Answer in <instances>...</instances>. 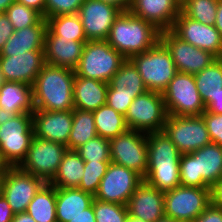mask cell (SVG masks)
I'll list each match as a JSON object with an SVG mask.
<instances>
[{"mask_svg": "<svg viewBox=\"0 0 222 222\" xmlns=\"http://www.w3.org/2000/svg\"><path fill=\"white\" fill-rule=\"evenodd\" d=\"M197 89L206 104L222 89V60L217 58L202 71L194 75Z\"/></svg>", "mask_w": 222, "mask_h": 222, "instance_id": "d6a6232c", "label": "cell"}, {"mask_svg": "<svg viewBox=\"0 0 222 222\" xmlns=\"http://www.w3.org/2000/svg\"><path fill=\"white\" fill-rule=\"evenodd\" d=\"M97 135L111 140L128 129L125 116L104 104L93 111Z\"/></svg>", "mask_w": 222, "mask_h": 222, "instance_id": "4dcf8cb0", "label": "cell"}, {"mask_svg": "<svg viewBox=\"0 0 222 222\" xmlns=\"http://www.w3.org/2000/svg\"><path fill=\"white\" fill-rule=\"evenodd\" d=\"M12 222H36L27 212L16 213Z\"/></svg>", "mask_w": 222, "mask_h": 222, "instance_id": "816d5d0a", "label": "cell"}, {"mask_svg": "<svg viewBox=\"0 0 222 222\" xmlns=\"http://www.w3.org/2000/svg\"><path fill=\"white\" fill-rule=\"evenodd\" d=\"M108 84L118 93L141 95L147 91L142 77L129 58L121 64Z\"/></svg>", "mask_w": 222, "mask_h": 222, "instance_id": "1f68e13d", "label": "cell"}, {"mask_svg": "<svg viewBox=\"0 0 222 222\" xmlns=\"http://www.w3.org/2000/svg\"><path fill=\"white\" fill-rule=\"evenodd\" d=\"M45 183L42 178L19 167H11L4 174L1 193L15 214L26 212L29 203Z\"/></svg>", "mask_w": 222, "mask_h": 222, "instance_id": "2e32d148", "label": "cell"}, {"mask_svg": "<svg viewBox=\"0 0 222 222\" xmlns=\"http://www.w3.org/2000/svg\"><path fill=\"white\" fill-rule=\"evenodd\" d=\"M97 136L92 111L73 109V124L68 140V150H76Z\"/></svg>", "mask_w": 222, "mask_h": 222, "instance_id": "836d02e7", "label": "cell"}, {"mask_svg": "<svg viewBox=\"0 0 222 222\" xmlns=\"http://www.w3.org/2000/svg\"><path fill=\"white\" fill-rule=\"evenodd\" d=\"M215 28L219 31L222 37V0H218Z\"/></svg>", "mask_w": 222, "mask_h": 222, "instance_id": "f907efd6", "label": "cell"}, {"mask_svg": "<svg viewBox=\"0 0 222 222\" xmlns=\"http://www.w3.org/2000/svg\"><path fill=\"white\" fill-rule=\"evenodd\" d=\"M15 114L0 107V125L10 120Z\"/></svg>", "mask_w": 222, "mask_h": 222, "instance_id": "db71d44e", "label": "cell"}, {"mask_svg": "<svg viewBox=\"0 0 222 222\" xmlns=\"http://www.w3.org/2000/svg\"><path fill=\"white\" fill-rule=\"evenodd\" d=\"M85 43L63 38V36H45V63L75 70Z\"/></svg>", "mask_w": 222, "mask_h": 222, "instance_id": "603a6c76", "label": "cell"}, {"mask_svg": "<svg viewBox=\"0 0 222 222\" xmlns=\"http://www.w3.org/2000/svg\"><path fill=\"white\" fill-rule=\"evenodd\" d=\"M85 161L75 150L64 153L58 171L49 182L56 188H78L84 172Z\"/></svg>", "mask_w": 222, "mask_h": 222, "instance_id": "83f0119b", "label": "cell"}, {"mask_svg": "<svg viewBox=\"0 0 222 222\" xmlns=\"http://www.w3.org/2000/svg\"><path fill=\"white\" fill-rule=\"evenodd\" d=\"M11 166L8 164V162L4 159L3 154L0 150V172L5 173L7 170H9Z\"/></svg>", "mask_w": 222, "mask_h": 222, "instance_id": "11a10c76", "label": "cell"}, {"mask_svg": "<svg viewBox=\"0 0 222 222\" xmlns=\"http://www.w3.org/2000/svg\"><path fill=\"white\" fill-rule=\"evenodd\" d=\"M45 36H63L73 41L87 42L78 14H66L47 19Z\"/></svg>", "mask_w": 222, "mask_h": 222, "instance_id": "f546056e", "label": "cell"}, {"mask_svg": "<svg viewBox=\"0 0 222 222\" xmlns=\"http://www.w3.org/2000/svg\"><path fill=\"white\" fill-rule=\"evenodd\" d=\"M15 213L12 211L7 199L0 194V222H12Z\"/></svg>", "mask_w": 222, "mask_h": 222, "instance_id": "f6af8a7d", "label": "cell"}, {"mask_svg": "<svg viewBox=\"0 0 222 222\" xmlns=\"http://www.w3.org/2000/svg\"><path fill=\"white\" fill-rule=\"evenodd\" d=\"M34 136L67 146L73 124V110L32 112Z\"/></svg>", "mask_w": 222, "mask_h": 222, "instance_id": "ffe728a7", "label": "cell"}, {"mask_svg": "<svg viewBox=\"0 0 222 222\" xmlns=\"http://www.w3.org/2000/svg\"><path fill=\"white\" fill-rule=\"evenodd\" d=\"M14 1L16 0H0V13H4Z\"/></svg>", "mask_w": 222, "mask_h": 222, "instance_id": "9f6ffc18", "label": "cell"}, {"mask_svg": "<svg viewBox=\"0 0 222 222\" xmlns=\"http://www.w3.org/2000/svg\"><path fill=\"white\" fill-rule=\"evenodd\" d=\"M26 212L36 222H57L56 187L45 183L29 203Z\"/></svg>", "mask_w": 222, "mask_h": 222, "instance_id": "f1b7e54d", "label": "cell"}, {"mask_svg": "<svg viewBox=\"0 0 222 222\" xmlns=\"http://www.w3.org/2000/svg\"><path fill=\"white\" fill-rule=\"evenodd\" d=\"M96 222H125L128 214L126 205L93 200Z\"/></svg>", "mask_w": 222, "mask_h": 222, "instance_id": "f35d334b", "label": "cell"}, {"mask_svg": "<svg viewBox=\"0 0 222 222\" xmlns=\"http://www.w3.org/2000/svg\"><path fill=\"white\" fill-rule=\"evenodd\" d=\"M222 178V147L210 143L197 151L181 154L180 184L212 188Z\"/></svg>", "mask_w": 222, "mask_h": 222, "instance_id": "277c9868", "label": "cell"}, {"mask_svg": "<svg viewBox=\"0 0 222 222\" xmlns=\"http://www.w3.org/2000/svg\"><path fill=\"white\" fill-rule=\"evenodd\" d=\"M171 31L194 47L208 51L217 58L222 56V37L215 26L202 24L181 12Z\"/></svg>", "mask_w": 222, "mask_h": 222, "instance_id": "ac0fdd59", "label": "cell"}, {"mask_svg": "<svg viewBox=\"0 0 222 222\" xmlns=\"http://www.w3.org/2000/svg\"><path fill=\"white\" fill-rule=\"evenodd\" d=\"M147 156L145 182L163 192L181 185V153L164 131L147 133Z\"/></svg>", "mask_w": 222, "mask_h": 222, "instance_id": "6da1fadb", "label": "cell"}, {"mask_svg": "<svg viewBox=\"0 0 222 222\" xmlns=\"http://www.w3.org/2000/svg\"><path fill=\"white\" fill-rule=\"evenodd\" d=\"M142 181L143 178L134 170L110 162L94 197L103 202L127 205Z\"/></svg>", "mask_w": 222, "mask_h": 222, "instance_id": "5bb4252c", "label": "cell"}, {"mask_svg": "<svg viewBox=\"0 0 222 222\" xmlns=\"http://www.w3.org/2000/svg\"><path fill=\"white\" fill-rule=\"evenodd\" d=\"M160 41L169 50L180 73L195 75L217 59L212 53L182 41L171 30L161 31Z\"/></svg>", "mask_w": 222, "mask_h": 222, "instance_id": "e0dca14e", "label": "cell"}, {"mask_svg": "<svg viewBox=\"0 0 222 222\" xmlns=\"http://www.w3.org/2000/svg\"><path fill=\"white\" fill-rule=\"evenodd\" d=\"M212 203L222 208V178L211 188Z\"/></svg>", "mask_w": 222, "mask_h": 222, "instance_id": "c3c4849f", "label": "cell"}, {"mask_svg": "<svg viewBox=\"0 0 222 222\" xmlns=\"http://www.w3.org/2000/svg\"><path fill=\"white\" fill-rule=\"evenodd\" d=\"M75 151L85 162H111L109 140L98 135Z\"/></svg>", "mask_w": 222, "mask_h": 222, "instance_id": "d590c367", "label": "cell"}, {"mask_svg": "<svg viewBox=\"0 0 222 222\" xmlns=\"http://www.w3.org/2000/svg\"><path fill=\"white\" fill-rule=\"evenodd\" d=\"M123 11L118 5L103 0H85L78 15L87 41L107 40L115 19Z\"/></svg>", "mask_w": 222, "mask_h": 222, "instance_id": "9a60e30c", "label": "cell"}, {"mask_svg": "<svg viewBox=\"0 0 222 222\" xmlns=\"http://www.w3.org/2000/svg\"><path fill=\"white\" fill-rule=\"evenodd\" d=\"M14 32V27L6 13H0V51Z\"/></svg>", "mask_w": 222, "mask_h": 222, "instance_id": "ee69618b", "label": "cell"}, {"mask_svg": "<svg viewBox=\"0 0 222 222\" xmlns=\"http://www.w3.org/2000/svg\"><path fill=\"white\" fill-rule=\"evenodd\" d=\"M167 116L163 95L147 90L129 105L125 122L128 129L147 134L163 131Z\"/></svg>", "mask_w": 222, "mask_h": 222, "instance_id": "9c48e42d", "label": "cell"}, {"mask_svg": "<svg viewBox=\"0 0 222 222\" xmlns=\"http://www.w3.org/2000/svg\"><path fill=\"white\" fill-rule=\"evenodd\" d=\"M157 222H177V221L168 217H163L162 219H159Z\"/></svg>", "mask_w": 222, "mask_h": 222, "instance_id": "680465c9", "label": "cell"}, {"mask_svg": "<svg viewBox=\"0 0 222 222\" xmlns=\"http://www.w3.org/2000/svg\"><path fill=\"white\" fill-rule=\"evenodd\" d=\"M205 107L208 112L222 114V89L214 98H211L205 104Z\"/></svg>", "mask_w": 222, "mask_h": 222, "instance_id": "bcb514c9", "label": "cell"}, {"mask_svg": "<svg viewBox=\"0 0 222 222\" xmlns=\"http://www.w3.org/2000/svg\"><path fill=\"white\" fill-rule=\"evenodd\" d=\"M138 94L118 93L110 85L108 86L106 104L117 111L119 114L125 116L129 105L134 101Z\"/></svg>", "mask_w": 222, "mask_h": 222, "instance_id": "60d3db41", "label": "cell"}, {"mask_svg": "<svg viewBox=\"0 0 222 222\" xmlns=\"http://www.w3.org/2000/svg\"><path fill=\"white\" fill-rule=\"evenodd\" d=\"M177 222H193V221H177Z\"/></svg>", "mask_w": 222, "mask_h": 222, "instance_id": "6125c7cd", "label": "cell"}, {"mask_svg": "<svg viewBox=\"0 0 222 222\" xmlns=\"http://www.w3.org/2000/svg\"><path fill=\"white\" fill-rule=\"evenodd\" d=\"M218 0H181V12L205 25L215 26Z\"/></svg>", "mask_w": 222, "mask_h": 222, "instance_id": "e575fe53", "label": "cell"}, {"mask_svg": "<svg viewBox=\"0 0 222 222\" xmlns=\"http://www.w3.org/2000/svg\"><path fill=\"white\" fill-rule=\"evenodd\" d=\"M14 30L36 25L43 16L36 10L14 1L5 11Z\"/></svg>", "mask_w": 222, "mask_h": 222, "instance_id": "8d00e7d4", "label": "cell"}, {"mask_svg": "<svg viewBox=\"0 0 222 222\" xmlns=\"http://www.w3.org/2000/svg\"><path fill=\"white\" fill-rule=\"evenodd\" d=\"M128 11L160 31L171 30L181 13V0H131Z\"/></svg>", "mask_w": 222, "mask_h": 222, "instance_id": "44dd1931", "label": "cell"}, {"mask_svg": "<svg viewBox=\"0 0 222 222\" xmlns=\"http://www.w3.org/2000/svg\"><path fill=\"white\" fill-rule=\"evenodd\" d=\"M211 203V188L180 185L164 192L165 217L175 221H194Z\"/></svg>", "mask_w": 222, "mask_h": 222, "instance_id": "30bf717a", "label": "cell"}, {"mask_svg": "<svg viewBox=\"0 0 222 222\" xmlns=\"http://www.w3.org/2000/svg\"><path fill=\"white\" fill-rule=\"evenodd\" d=\"M126 206L128 214L145 222H157L165 217L164 192L144 180L137 186Z\"/></svg>", "mask_w": 222, "mask_h": 222, "instance_id": "7402d4cb", "label": "cell"}, {"mask_svg": "<svg viewBox=\"0 0 222 222\" xmlns=\"http://www.w3.org/2000/svg\"><path fill=\"white\" fill-rule=\"evenodd\" d=\"M109 84L100 80L85 77H74V108L83 111H95L106 104Z\"/></svg>", "mask_w": 222, "mask_h": 222, "instance_id": "d4e9b609", "label": "cell"}, {"mask_svg": "<svg viewBox=\"0 0 222 222\" xmlns=\"http://www.w3.org/2000/svg\"><path fill=\"white\" fill-rule=\"evenodd\" d=\"M69 222H96L93 205L83 210V213L72 218V220H70Z\"/></svg>", "mask_w": 222, "mask_h": 222, "instance_id": "681fc988", "label": "cell"}, {"mask_svg": "<svg viewBox=\"0 0 222 222\" xmlns=\"http://www.w3.org/2000/svg\"><path fill=\"white\" fill-rule=\"evenodd\" d=\"M23 5L39 12L45 19V0H16Z\"/></svg>", "mask_w": 222, "mask_h": 222, "instance_id": "7dc6e473", "label": "cell"}, {"mask_svg": "<svg viewBox=\"0 0 222 222\" xmlns=\"http://www.w3.org/2000/svg\"><path fill=\"white\" fill-rule=\"evenodd\" d=\"M103 1L114 3L123 10H128L131 3V0H103Z\"/></svg>", "mask_w": 222, "mask_h": 222, "instance_id": "f5cc1de1", "label": "cell"}, {"mask_svg": "<svg viewBox=\"0 0 222 222\" xmlns=\"http://www.w3.org/2000/svg\"><path fill=\"white\" fill-rule=\"evenodd\" d=\"M4 174L5 173L0 172V194H1V190H2V181H3Z\"/></svg>", "mask_w": 222, "mask_h": 222, "instance_id": "94428289", "label": "cell"}, {"mask_svg": "<svg viewBox=\"0 0 222 222\" xmlns=\"http://www.w3.org/2000/svg\"><path fill=\"white\" fill-rule=\"evenodd\" d=\"M109 164L110 162H85L83 176L78 189L95 195Z\"/></svg>", "mask_w": 222, "mask_h": 222, "instance_id": "74e56055", "label": "cell"}, {"mask_svg": "<svg viewBox=\"0 0 222 222\" xmlns=\"http://www.w3.org/2000/svg\"><path fill=\"white\" fill-rule=\"evenodd\" d=\"M67 146L33 136L25 159L18 166L24 172L49 183L58 171Z\"/></svg>", "mask_w": 222, "mask_h": 222, "instance_id": "7c38bea8", "label": "cell"}, {"mask_svg": "<svg viewBox=\"0 0 222 222\" xmlns=\"http://www.w3.org/2000/svg\"><path fill=\"white\" fill-rule=\"evenodd\" d=\"M47 20L42 18L36 25L16 30L8 39L0 56L23 54L33 50H44Z\"/></svg>", "mask_w": 222, "mask_h": 222, "instance_id": "cb8c5ba5", "label": "cell"}, {"mask_svg": "<svg viewBox=\"0 0 222 222\" xmlns=\"http://www.w3.org/2000/svg\"><path fill=\"white\" fill-rule=\"evenodd\" d=\"M163 131L175 144L181 154L197 151L211 143L202 116L168 115Z\"/></svg>", "mask_w": 222, "mask_h": 222, "instance_id": "4fadbf2b", "label": "cell"}, {"mask_svg": "<svg viewBox=\"0 0 222 222\" xmlns=\"http://www.w3.org/2000/svg\"><path fill=\"white\" fill-rule=\"evenodd\" d=\"M0 107L15 115L32 113L35 110L32 86L26 83L5 81L0 87Z\"/></svg>", "mask_w": 222, "mask_h": 222, "instance_id": "4316f807", "label": "cell"}, {"mask_svg": "<svg viewBox=\"0 0 222 222\" xmlns=\"http://www.w3.org/2000/svg\"><path fill=\"white\" fill-rule=\"evenodd\" d=\"M34 136L32 113L14 115L0 125V150L11 167L25 159Z\"/></svg>", "mask_w": 222, "mask_h": 222, "instance_id": "52a82bcc", "label": "cell"}, {"mask_svg": "<svg viewBox=\"0 0 222 222\" xmlns=\"http://www.w3.org/2000/svg\"><path fill=\"white\" fill-rule=\"evenodd\" d=\"M193 222H222V208L211 203Z\"/></svg>", "mask_w": 222, "mask_h": 222, "instance_id": "7bdbcfd3", "label": "cell"}, {"mask_svg": "<svg viewBox=\"0 0 222 222\" xmlns=\"http://www.w3.org/2000/svg\"><path fill=\"white\" fill-rule=\"evenodd\" d=\"M125 60L106 40L87 41L75 75L109 83Z\"/></svg>", "mask_w": 222, "mask_h": 222, "instance_id": "8992f818", "label": "cell"}, {"mask_svg": "<svg viewBox=\"0 0 222 222\" xmlns=\"http://www.w3.org/2000/svg\"><path fill=\"white\" fill-rule=\"evenodd\" d=\"M129 59L149 91L162 94L177 73L171 54L161 41L144 53L133 55Z\"/></svg>", "mask_w": 222, "mask_h": 222, "instance_id": "5b68a950", "label": "cell"}, {"mask_svg": "<svg viewBox=\"0 0 222 222\" xmlns=\"http://www.w3.org/2000/svg\"><path fill=\"white\" fill-rule=\"evenodd\" d=\"M201 116L205 121L211 142L222 147V114H214L205 110Z\"/></svg>", "mask_w": 222, "mask_h": 222, "instance_id": "b9f144b4", "label": "cell"}, {"mask_svg": "<svg viewBox=\"0 0 222 222\" xmlns=\"http://www.w3.org/2000/svg\"><path fill=\"white\" fill-rule=\"evenodd\" d=\"M74 77L75 70L45 64L32 86L35 109L73 110Z\"/></svg>", "mask_w": 222, "mask_h": 222, "instance_id": "7a4b0ae2", "label": "cell"}, {"mask_svg": "<svg viewBox=\"0 0 222 222\" xmlns=\"http://www.w3.org/2000/svg\"><path fill=\"white\" fill-rule=\"evenodd\" d=\"M85 0H45V19L58 15L78 14Z\"/></svg>", "mask_w": 222, "mask_h": 222, "instance_id": "ab89813d", "label": "cell"}, {"mask_svg": "<svg viewBox=\"0 0 222 222\" xmlns=\"http://www.w3.org/2000/svg\"><path fill=\"white\" fill-rule=\"evenodd\" d=\"M160 34L152 23L123 10L115 19L106 41L128 59L154 47L160 41Z\"/></svg>", "mask_w": 222, "mask_h": 222, "instance_id": "3957f363", "label": "cell"}, {"mask_svg": "<svg viewBox=\"0 0 222 222\" xmlns=\"http://www.w3.org/2000/svg\"><path fill=\"white\" fill-rule=\"evenodd\" d=\"M162 95L168 115L201 116L206 110L194 75L177 72Z\"/></svg>", "mask_w": 222, "mask_h": 222, "instance_id": "ba28073f", "label": "cell"}, {"mask_svg": "<svg viewBox=\"0 0 222 222\" xmlns=\"http://www.w3.org/2000/svg\"><path fill=\"white\" fill-rule=\"evenodd\" d=\"M4 82H5V79L0 69V87L4 84Z\"/></svg>", "mask_w": 222, "mask_h": 222, "instance_id": "91938a15", "label": "cell"}, {"mask_svg": "<svg viewBox=\"0 0 222 222\" xmlns=\"http://www.w3.org/2000/svg\"><path fill=\"white\" fill-rule=\"evenodd\" d=\"M94 195L78 188H56L57 222H69L83 213L94 200Z\"/></svg>", "mask_w": 222, "mask_h": 222, "instance_id": "484cf974", "label": "cell"}, {"mask_svg": "<svg viewBox=\"0 0 222 222\" xmlns=\"http://www.w3.org/2000/svg\"><path fill=\"white\" fill-rule=\"evenodd\" d=\"M125 222H145V221L143 219L136 218V217L131 216L130 214H127Z\"/></svg>", "mask_w": 222, "mask_h": 222, "instance_id": "6f0895ef", "label": "cell"}, {"mask_svg": "<svg viewBox=\"0 0 222 222\" xmlns=\"http://www.w3.org/2000/svg\"><path fill=\"white\" fill-rule=\"evenodd\" d=\"M45 64L44 50L0 56V69L5 81L26 83L30 86H33Z\"/></svg>", "mask_w": 222, "mask_h": 222, "instance_id": "d6986e66", "label": "cell"}, {"mask_svg": "<svg viewBox=\"0 0 222 222\" xmlns=\"http://www.w3.org/2000/svg\"><path fill=\"white\" fill-rule=\"evenodd\" d=\"M111 162L134 170L142 178L147 173V134L132 129L109 140Z\"/></svg>", "mask_w": 222, "mask_h": 222, "instance_id": "8fae6325", "label": "cell"}]
</instances>
